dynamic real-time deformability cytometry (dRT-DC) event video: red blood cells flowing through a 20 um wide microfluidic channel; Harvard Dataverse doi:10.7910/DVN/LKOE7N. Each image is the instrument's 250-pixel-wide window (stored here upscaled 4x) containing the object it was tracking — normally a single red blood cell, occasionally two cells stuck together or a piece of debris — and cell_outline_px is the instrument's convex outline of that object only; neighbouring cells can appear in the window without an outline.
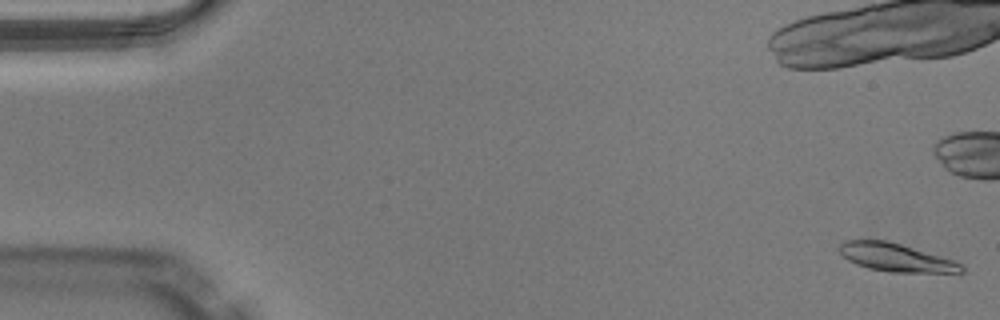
{"species": "Egyptian fruit bat (a non-hibernating species)", "species_latin": "Rousettus aegyptiacus", "temperature_condition": "warm", "stored_images_in_passage": 16, "camera_frame_rate_fps": 3000, "um_per_image_px": 0.085, "animal": {"sex": "male"}, "frame": {"image": 1, "passage_image": 1, "time_ms": 0.0, "image_size_px": [1000, 320], "cell_outline_px": [[964, 272], [892, 272], [868, 268], [856, 264], [848, 260], [836, 248], [844, 240], [888, 240], [956, 260], [964, 268]], "centroid_in_image_um": [76.14, 21.87], "position_along_channel_um": 8.9, "area_um2": 20.06}}